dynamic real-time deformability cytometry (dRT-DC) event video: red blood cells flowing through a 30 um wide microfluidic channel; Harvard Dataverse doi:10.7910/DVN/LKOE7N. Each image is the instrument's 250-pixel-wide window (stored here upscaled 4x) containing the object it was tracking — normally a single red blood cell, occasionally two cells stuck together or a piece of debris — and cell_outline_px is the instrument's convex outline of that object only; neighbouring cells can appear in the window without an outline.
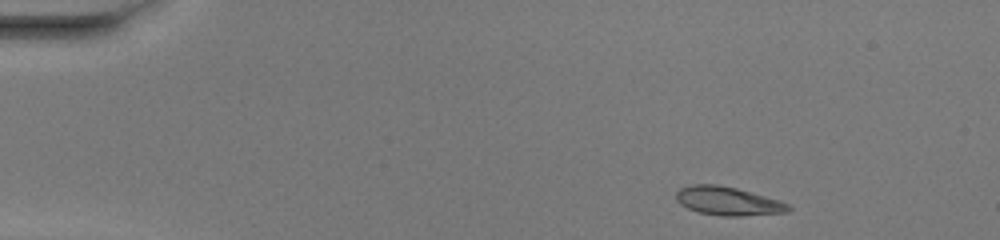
{"species": "common noctule bat (a hibernating species)", "species_latin": "Nyctalus noctula", "temperature_condition": "warm", "stored_images_in_passage": 44, "camera_frame_rate_fps": 3000, "um_per_image_px": 0.085, "animal": {"sex": "female", "body_mass_g": 20.0, "forearm_length_mm": 54.0}, "frame": {"image": 1, "passage_image": 1, "time_ms": 0.0, "image_size_px": [1000, 240], "cell_outline_px": [[792, 208], [788, 212], [740, 216], [720, 216], [700, 212], [688, 208], [680, 204], [676, 200], [676, 192], [680, 188], [692, 184], [716, 184], [736, 188], [780, 200], [788, 204]], "centroid_in_image_um": [61.87, 17.09], "position_along_channel_um": 23.1, "area_um2": 18.67}}
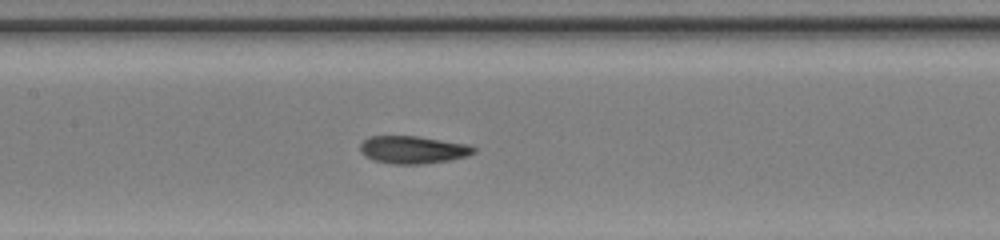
{"frame": {"image": 2, "passage_image": 19, "time_ms": 6.0, "image_size_px": [1000, 240], "cell_outline_px": [[476, 152], [468, 156], [448, 160], [424, 164], [392, 164], [376, 160], [364, 156], [360, 152], [360, 144], [368, 136], [416, 136], [468, 144], [476, 148]], "centroid_in_image_um": [35.1, 12.73], "position_along_channel_um": 172.3, "area_um2": 18.32}}
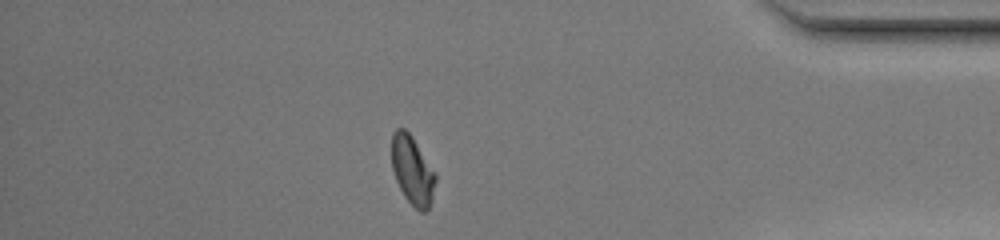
{"frame": {"image": 3, "passage_image": 38, "time_ms": 12.333, "image_size_px": [1000, 240], "cell_outline_px": [[436, 180], [432, 200], [428, 208], [424, 212], [420, 212], [404, 196], [396, 180], [392, 168], [392, 132], [396, 128], [404, 128], [412, 136], [436, 172]], "centroid_in_image_um": [35.06, 14.46], "position_along_channel_um": 400.1, "area_um2": 17.57}, "authors_computed_cell_mechanics": {"area_um2": 18.3226, "velocity_mm_per_s": 4.1063, "shape_relaxation_time_tau1_ms": null, "shape_relaxation_time_tau2_ms": 1.6584, "deformation_change_tau1": null, "deformation_change_tau2": 0.0711}}